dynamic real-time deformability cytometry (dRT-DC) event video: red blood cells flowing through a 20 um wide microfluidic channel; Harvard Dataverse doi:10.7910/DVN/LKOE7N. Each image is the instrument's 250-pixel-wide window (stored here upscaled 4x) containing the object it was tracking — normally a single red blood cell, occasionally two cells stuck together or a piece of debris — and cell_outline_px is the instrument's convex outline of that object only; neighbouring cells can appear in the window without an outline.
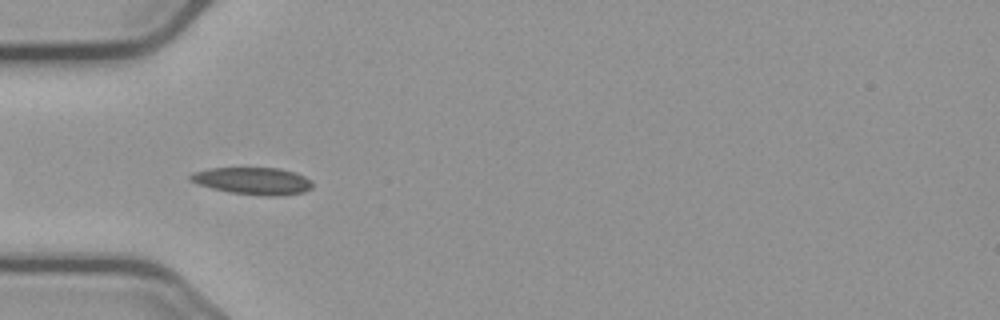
{"species": "common noctule bat (a hibernating species)", "species_latin": "Nyctalus noctula", "temperature_condition": "cold", "stored_images_in_passage": 41, "camera_frame_rate_fps": 3000, "um_per_image_px": 0.085, "animal": {"sex": "male", "body_mass_g": 23.1, "forearm_length_mm": 52.7}, "frame": {"image": 1, "passage_image": 3, "time_ms": 0.667, "image_size_px": [1000, 320], "cell_outline_px": [[312, 188], [304, 192], [276, 196], [264, 196], [232, 192], [212, 188], [196, 184], [188, 180], [188, 176], [192, 172], [208, 168], [280, 168], [304, 176], [312, 180]], "centroid_in_image_um": [21.46, 15.37], "position_along_channel_um": 63.5, "area_um2": 19.36}}
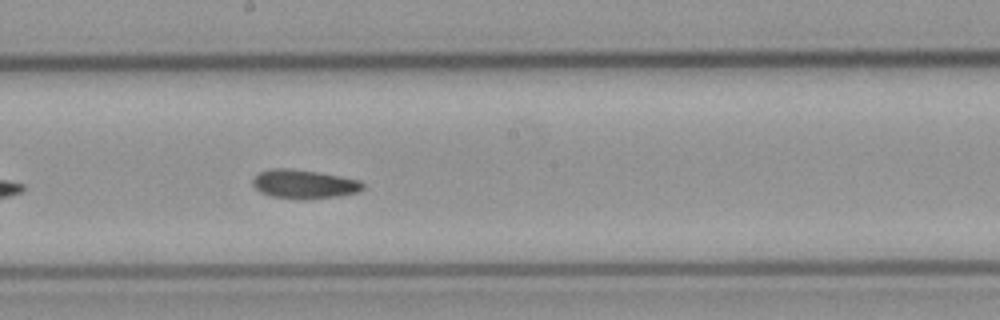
{"frame": {"image": 2, "passage_image": 16, "time_ms": 5.0, "image_size_px": [1000, 320], "cell_outline_px": [[364, 188], [360, 192], [340, 196], [304, 200], [300, 200], [272, 196], [260, 192], [252, 184], [252, 180], [260, 172], [268, 168], [288, 168], [316, 172], [340, 176], [360, 180], [364, 184]], "centroid_in_image_um": [25.86, 15.66], "position_along_channel_um": 222.3, "area_um2": 18.73}}
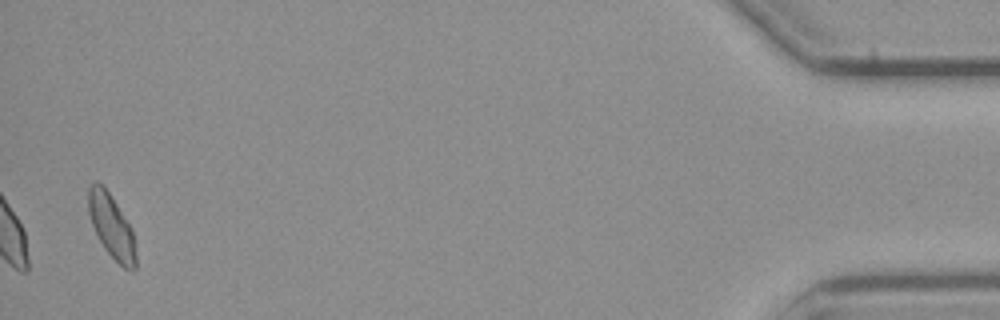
{"frame": {"image": 3, "passage_image": 40, "time_ms": 13.0, "image_size_px": [1000, 320], "cell_outline_px": [[136, 268], [132, 272], [124, 268], [104, 248], [92, 224], [88, 212], [88, 188], [96, 180], [108, 192], [132, 228], [136, 244]], "centroid_in_image_um": [9.51, 19.28], "position_along_channel_um": 425.7, "area_um2": 17.46}, "authors_computed_cell_mechanics": {"area_um2": 18.1492, "velocity_mm_per_s": 3.6784, "shape_relaxation_time_tau1_ms": 5.0012, "shape_relaxation_time_tau2_ms": 8.64, "deformation_change_tau1": 0.1001, "deformation_change_tau2": 0.1567}}